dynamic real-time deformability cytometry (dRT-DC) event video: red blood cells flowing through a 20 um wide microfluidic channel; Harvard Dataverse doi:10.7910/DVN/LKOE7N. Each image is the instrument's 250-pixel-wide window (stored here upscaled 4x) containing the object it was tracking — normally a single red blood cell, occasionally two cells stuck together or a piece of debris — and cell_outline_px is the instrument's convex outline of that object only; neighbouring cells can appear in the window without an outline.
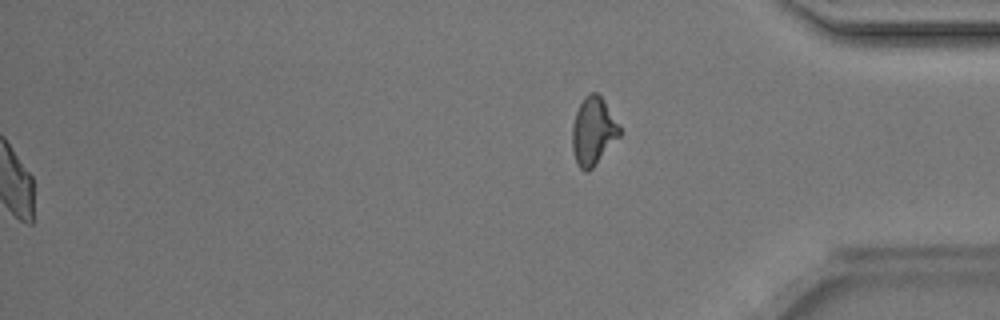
{"species": "Egyptian fruit bat (a non-hibernating species)", "species_latin": "Rousettus aegyptiacus", "temperature_condition": "room temperature", "stored_images_in_passage": 49, "segment_of_instrument_passage": [2, 2], "camera_frame_rate_fps": 3000, "um_per_image_px": 0.085, "animal": {"sex": "male"}, "frame": {"image": 1, "passage_image": 49, "time_ms": 16.0, "image_size_px": [1000, 320], "cell_outline_px": [[620, 136], [592, 168], [588, 172], [584, 172], [580, 168], [576, 160], [572, 148], [572, 124], [576, 112], [584, 96], [588, 92], [596, 92], [604, 100], [620, 128]], "centroid_in_image_um": [50.4, 11.14], "position_along_channel_um": 384.8, "area_um2": 18.55}}